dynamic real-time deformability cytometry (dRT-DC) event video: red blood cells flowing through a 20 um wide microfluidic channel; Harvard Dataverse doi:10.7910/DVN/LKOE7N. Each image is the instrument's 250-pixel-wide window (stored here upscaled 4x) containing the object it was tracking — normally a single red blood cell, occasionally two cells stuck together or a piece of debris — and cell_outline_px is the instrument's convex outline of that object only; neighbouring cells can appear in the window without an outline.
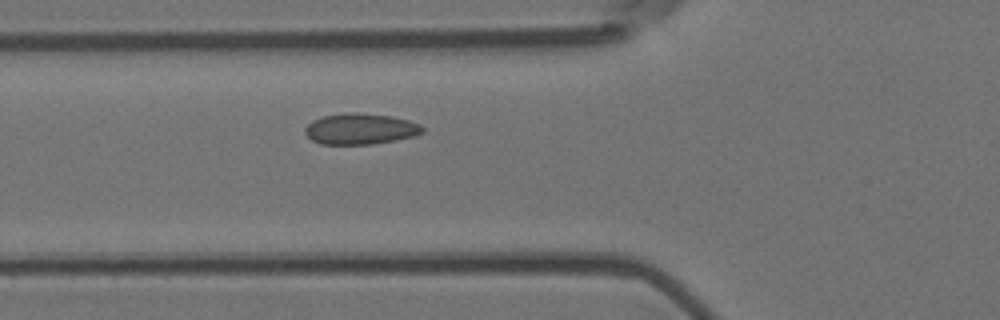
{"species": "Egyptian fruit bat (a non-hibernating species)", "species_latin": "Rousettus aegyptiacus", "temperature_condition": "room temperature", "stored_images_in_passage": 3, "camera_frame_rate_fps": 3000, "um_per_image_px": 0.085, "animal": {"sex": "female"}, "frame": {"image": 1, "passage_image": 3, "time_ms": 0.667, "image_size_px": [1000, 320], "cell_outline_px": [[424, 132], [412, 136], [372, 144], [320, 144], [312, 140], [304, 132], [304, 128], [312, 120], [324, 116], [352, 112], [356, 112], [388, 116], [408, 120], [420, 124], [424, 128]], "centroid_in_image_um": [30.6, 10.96], "position_along_channel_um": 95.2, "area_um2": 20.92}}